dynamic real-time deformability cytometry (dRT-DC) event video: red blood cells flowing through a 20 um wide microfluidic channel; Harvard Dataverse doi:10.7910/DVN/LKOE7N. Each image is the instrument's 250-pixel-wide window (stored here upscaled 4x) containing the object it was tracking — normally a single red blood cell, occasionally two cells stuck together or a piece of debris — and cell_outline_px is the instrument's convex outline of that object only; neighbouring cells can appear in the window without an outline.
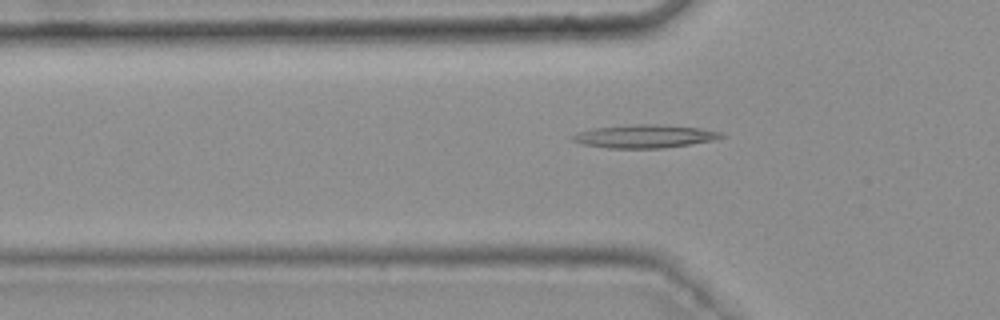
{"species": "common noctule bat (a hibernating species)", "species_latin": "Nyctalus noctula", "temperature_condition": "warm", "stored_images_in_passage": 37, "camera_frame_rate_fps": 3000, "um_per_image_px": 0.085, "animal": {"sex": "female", "body_mass_g": 25.1}, "frame": {"image": 1, "passage_image": 6, "time_ms": 1.667, "image_size_px": [1000, 320], "cell_outline_px": [[724, 136], [716, 140], [664, 148], [608, 148], [580, 144], [572, 140], [568, 136], [576, 132], [592, 128], [632, 124], [656, 124], [700, 128], [720, 132]], "centroid_in_image_um": [54.72, 11.58], "position_along_channel_um": 71.1, "area_um2": 20.29}}
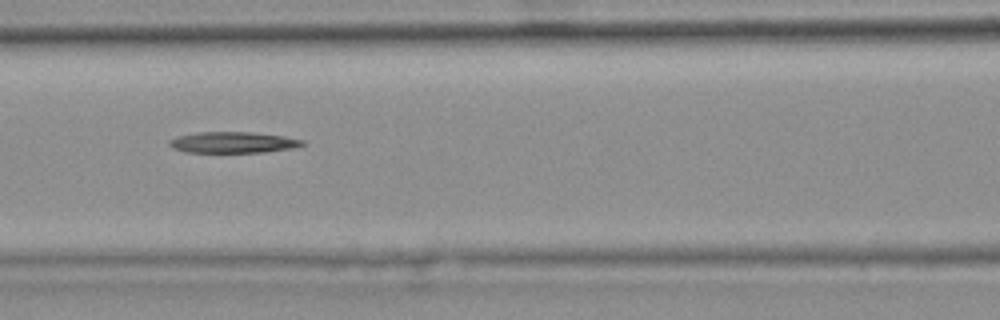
{"frame": {"image": 2, "passage_image": 12, "time_ms": 3.667, "image_size_px": [1000, 320], "cell_outline_px": [[308, 144], [292, 148], [264, 152], [184, 152], [172, 148], [168, 144], [168, 140], [176, 136], [200, 132], [252, 132], [284, 136], [304, 140]], "centroid_in_image_um": [19.8, 12.1], "position_along_channel_um": 146.8, "area_um2": 16.47}}
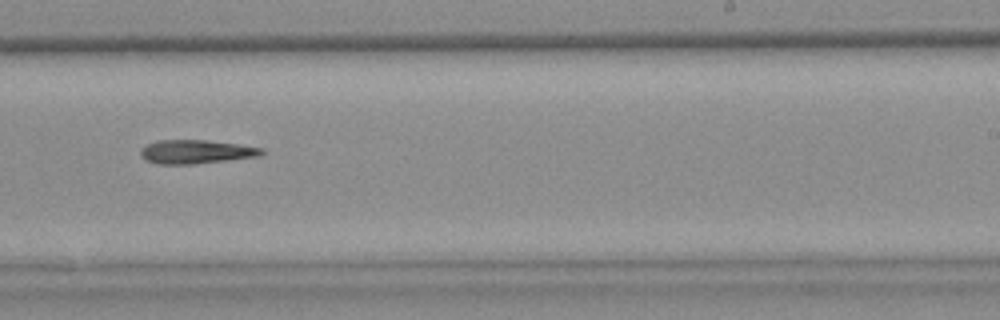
{"frame": {"image": 3, "passage_image": 22, "time_ms": 7.0, "image_size_px": [1000, 320], "cell_outline_px": [[264, 152], [260, 156], [228, 160], [192, 164], [160, 164], [144, 160], [140, 156], [140, 148], [156, 140], [204, 140], [236, 144], [264, 148]], "centroid_in_image_um": [16.62, 12.9], "position_along_channel_um": 272.4, "area_um2": 16.76}}